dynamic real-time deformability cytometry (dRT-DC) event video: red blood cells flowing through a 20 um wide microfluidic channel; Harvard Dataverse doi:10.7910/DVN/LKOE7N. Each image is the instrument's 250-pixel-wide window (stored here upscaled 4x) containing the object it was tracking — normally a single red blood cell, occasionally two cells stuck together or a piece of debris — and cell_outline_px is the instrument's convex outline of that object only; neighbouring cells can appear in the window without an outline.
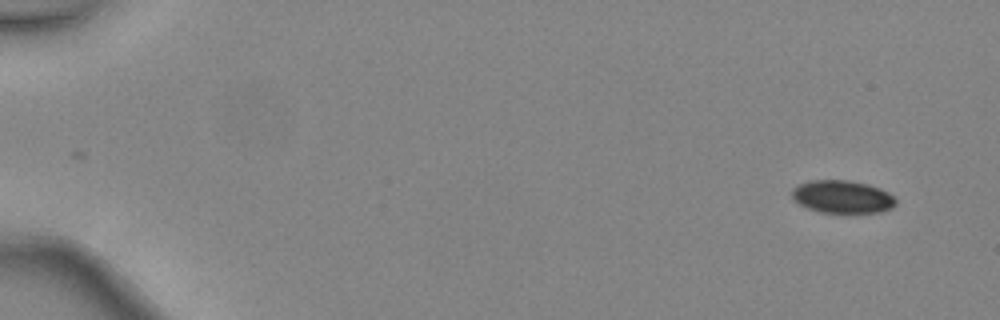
{"species": "common noctule bat (a hibernating species)", "species_latin": "Nyctalus noctula", "temperature_condition": "warm", "stored_images_in_passage": 5, "segment_of_instrument_passage": [1, 2], "camera_frame_rate_fps": 3000, "um_per_image_px": 0.085, "animal": {"sex": "female", "body_mass_g": 24.6, "forearm_length_mm": 56.2}, "frame": {"image": 1, "passage_image": 1, "time_ms": 0.0, "image_size_px": [1000, 320], "cell_outline_px": [[896, 204], [892, 208], [880, 212], [820, 212], [808, 208], [792, 200], [792, 188], [808, 180], [848, 180], [868, 184], [880, 188], [888, 192], [896, 200]], "centroid_in_image_um": [71.58, 16.71], "position_along_channel_um": 13.4, "area_um2": 19.83}}